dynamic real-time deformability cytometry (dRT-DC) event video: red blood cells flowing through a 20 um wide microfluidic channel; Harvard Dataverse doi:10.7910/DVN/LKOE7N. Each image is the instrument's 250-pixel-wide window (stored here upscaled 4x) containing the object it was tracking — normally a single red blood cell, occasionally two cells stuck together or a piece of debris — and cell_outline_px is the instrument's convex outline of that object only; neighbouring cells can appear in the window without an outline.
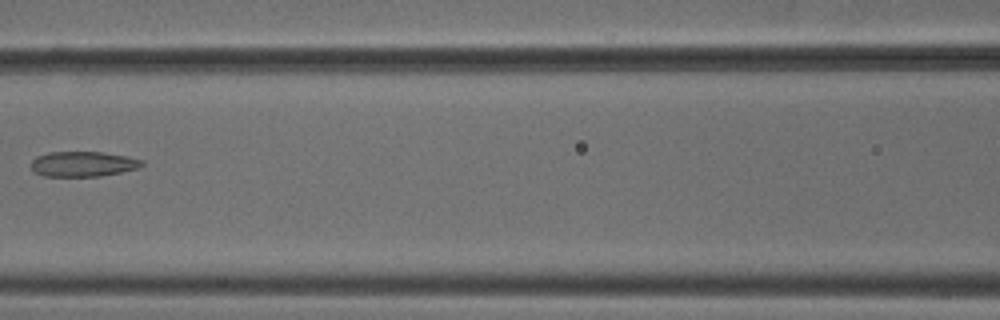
{"species": "common noctule bat (a hibernating species)", "species_latin": "Nyctalus noctula", "temperature_condition": "cold", "stored_images_in_passage": 7, "camera_frame_rate_fps": 3000, "um_per_image_px": 0.085, "animal": {"sex": "male", "body_mass_g": 18.8}, "frame": {"image": 1, "passage_image": 6, "time_ms": 1.667, "image_size_px": [1000, 320], "cell_outline_px": [[144, 164], [136, 168], [120, 172], [100, 176], [44, 176], [36, 172], [32, 168], [32, 160], [36, 156], [48, 152], [100, 152], [128, 156], [144, 160]], "centroid_in_image_um": [7.06, 13.93], "position_along_channel_um": 159.5, "area_um2": 16.13}}
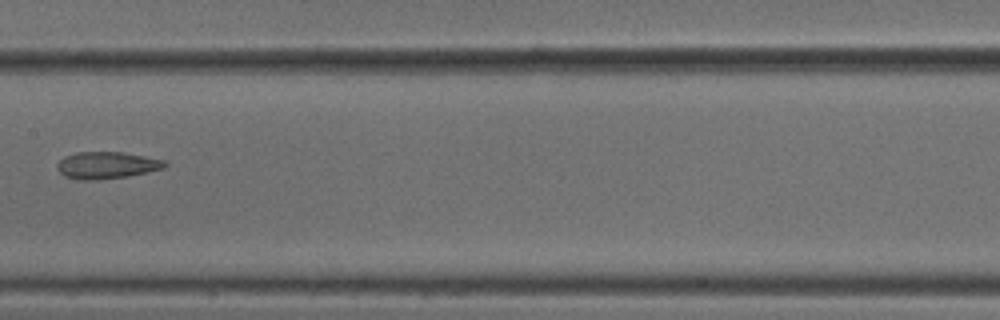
{"frame": {"image": 2, "passage_image": 7, "time_ms": 2.0, "image_size_px": [1000, 320], "cell_outline_px": [[168, 164], [164, 168], [148, 172], [124, 176], [96, 180], [80, 180], [64, 176], [56, 168], [56, 164], [64, 156], [76, 152], [124, 152], [164, 160]], "centroid_in_image_um": [9.04, 14.04], "position_along_channel_um": 198.4, "area_um2": 16.88}}